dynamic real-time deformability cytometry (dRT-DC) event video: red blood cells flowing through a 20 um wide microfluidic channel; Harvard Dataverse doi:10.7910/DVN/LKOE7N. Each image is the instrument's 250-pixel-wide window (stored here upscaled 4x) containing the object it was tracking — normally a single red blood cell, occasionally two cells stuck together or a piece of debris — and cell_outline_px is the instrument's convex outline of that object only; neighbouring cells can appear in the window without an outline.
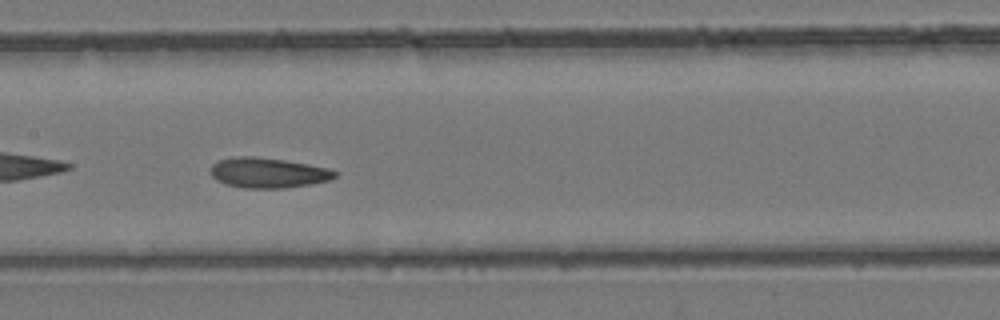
{"species": "common noctule bat (a hibernating species)", "species_latin": "Nyctalus noctula", "temperature_condition": "room temperature", "stored_images_in_passage": 34, "camera_frame_rate_fps": 3000, "um_per_image_px": 0.085, "animal": {"sex": "female", "body_mass_g": 24.6, "forearm_length_mm": 56.2}, "frame": {"image": 1, "passage_image": 15, "time_ms": 4.667, "image_size_px": [1000, 320], "cell_outline_px": [[336, 176], [328, 180], [308, 184], [284, 188], [244, 188], [228, 184], [216, 180], [212, 176], [212, 164], [220, 160], [236, 156], [256, 156], [284, 160], [308, 164], [328, 168], [336, 172]], "centroid_in_image_um": [22.77, 14.68], "position_along_channel_um": 184.6, "area_um2": 21.56}}
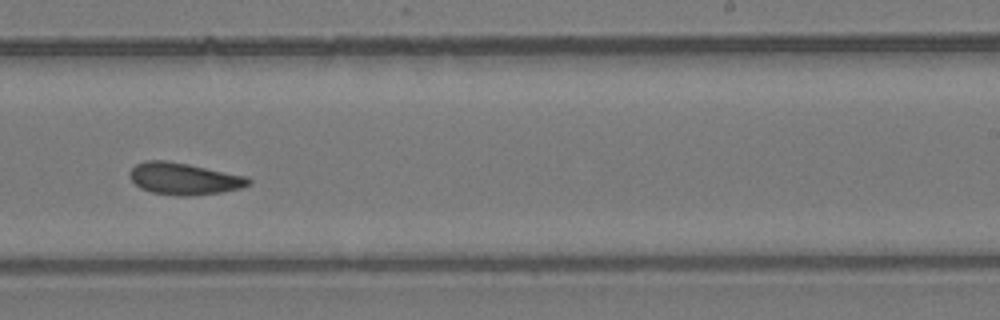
{"frame": {"image": 2, "passage_image": 20, "time_ms": 6.333, "image_size_px": [1000, 320], "cell_outline_px": [[252, 184], [240, 188], [220, 192], [188, 196], [176, 196], [152, 192], [140, 188], [128, 176], [132, 168], [136, 164], [144, 160], [164, 160], [188, 164], [248, 176], [252, 180]], "centroid_in_image_um": [15.65, 15.19], "position_along_channel_um": 273.3, "area_um2": 22.14}}
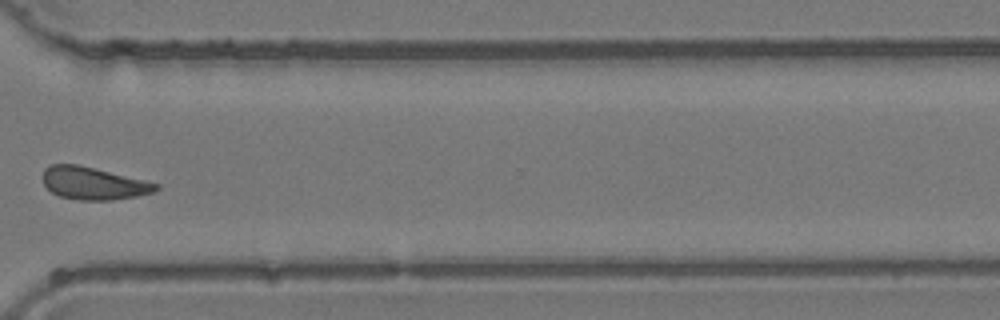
{"frame": {"image": 3, "passage_image": 25, "time_ms": 8.0, "image_size_px": [1000, 320], "cell_outline_px": [[160, 188], [152, 192], [136, 196], [112, 200], [76, 200], [60, 196], [52, 192], [44, 184], [44, 168], [52, 164], [76, 164], [144, 180], [160, 184]], "centroid_in_image_um": [7.94, 15.59], "position_along_channel_um": 362.7, "area_um2": 21.15}}